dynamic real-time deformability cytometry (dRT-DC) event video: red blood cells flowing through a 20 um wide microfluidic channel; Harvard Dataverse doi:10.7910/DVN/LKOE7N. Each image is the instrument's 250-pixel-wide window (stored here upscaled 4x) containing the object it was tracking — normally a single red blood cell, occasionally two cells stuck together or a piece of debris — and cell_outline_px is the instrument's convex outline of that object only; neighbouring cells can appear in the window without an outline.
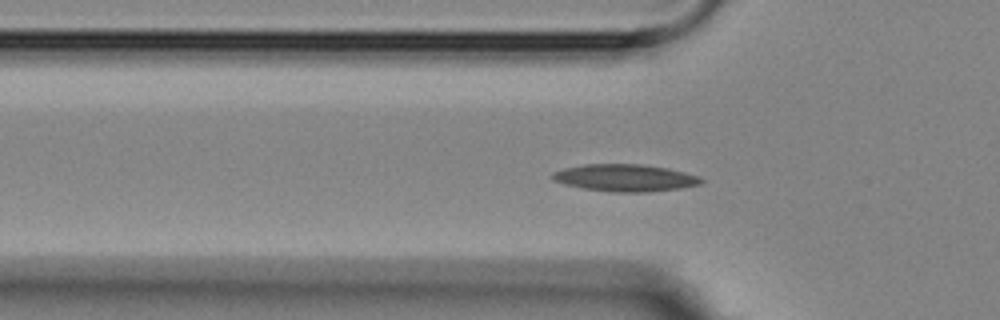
{"species": "Egyptian fruit bat (a non-hibernating species)", "species_latin": "Rousettus aegyptiacus", "temperature_condition": "room temperature", "stored_images_in_passage": 5, "camera_frame_rate_fps": 3000, "um_per_image_px": 0.085, "animal": {"sex": "female"}, "frame": {"image": 1, "passage_image": 5, "time_ms": 4.667, "image_size_px": [1000, 320], "cell_outline_px": [[704, 180], [700, 184], [680, 188], [648, 192], [612, 192], [584, 188], [564, 184], [552, 180], [552, 172], [564, 168], [584, 164], [640, 164], [668, 168], [700, 176]], "centroid_in_image_um": [53.13, 15.11], "position_along_channel_um": 72.7, "area_um2": 23.52}}